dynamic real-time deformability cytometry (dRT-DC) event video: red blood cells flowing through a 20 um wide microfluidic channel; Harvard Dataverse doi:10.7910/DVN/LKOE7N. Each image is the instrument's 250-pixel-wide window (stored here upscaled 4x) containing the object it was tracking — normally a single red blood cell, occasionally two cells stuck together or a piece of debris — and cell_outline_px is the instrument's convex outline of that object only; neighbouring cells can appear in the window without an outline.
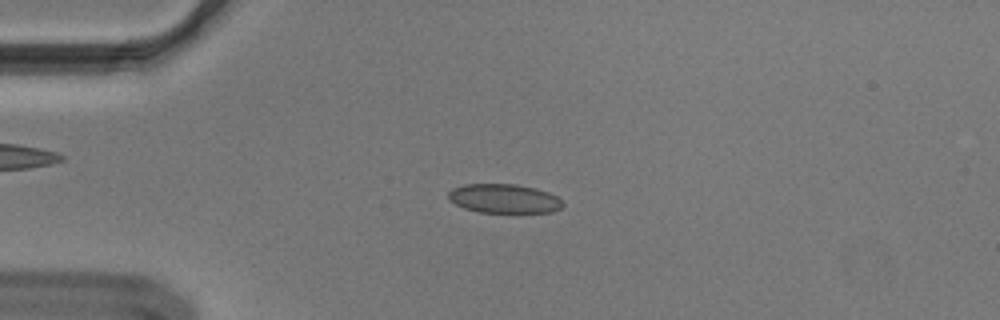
{"species": "Egyptian fruit bat (a non-hibernating species)", "species_latin": "Rousettus aegyptiacus", "temperature_condition": "cold", "stored_images_in_passage": 44, "camera_frame_rate_fps": 3000, "um_per_image_px": 0.085, "animal": {"sex": "male"}, "frame": {"image": 1, "passage_image": 10, "time_ms": 3.0, "image_size_px": [1000, 320], "cell_outline_px": [[564, 204], [560, 208], [552, 212], [480, 212], [464, 208], [448, 200], [448, 192], [452, 188], [464, 184], [516, 184], [536, 188], [548, 192], [556, 196]], "centroid_in_image_um": [42.82, 16.87], "position_along_channel_um": 42.2, "area_um2": 19.36}}
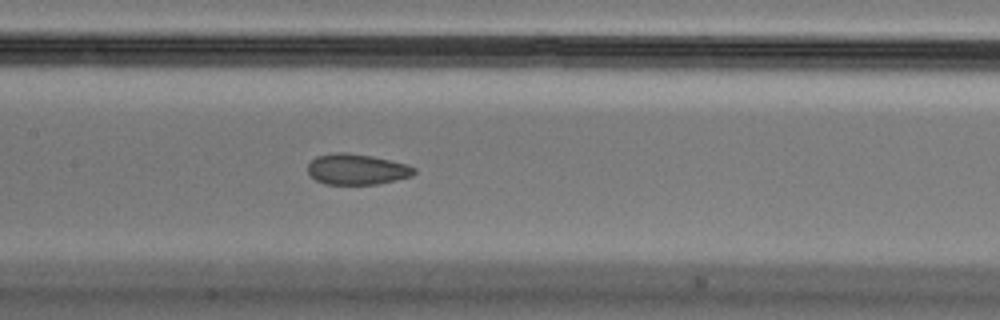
{"frame": {"image": 2, "passage_image": 23, "time_ms": 7.333, "image_size_px": [1000, 320], "cell_outline_px": [[416, 172], [412, 176], [396, 180], [376, 184], [324, 184], [316, 180], [308, 172], [308, 164], [316, 156], [336, 152], [344, 152], [372, 156], [408, 164], [416, 168]], "centroid_in_image_um": [30.35, 14.39], "position_along_channel_um": 177.1, "area_um2": 19.07}}
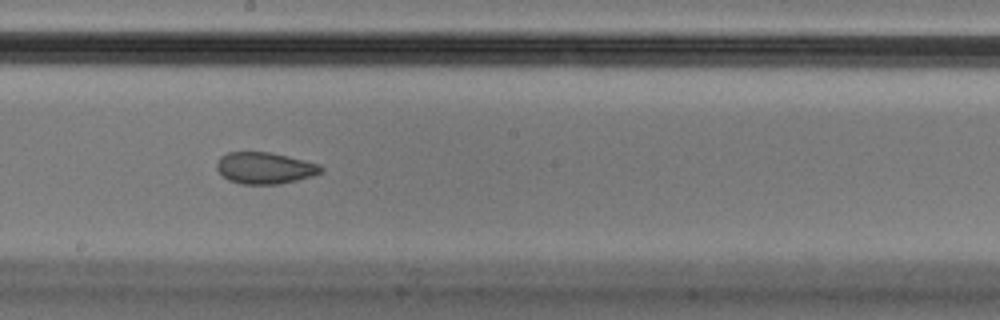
{"frame": {"image": 3, "passage_image": 27, "time_ms": 8.667, "image_size_px": [1000, 320], "cell_outline_px": [[324, 168], [320, 172], [312, 176], [280, 184], [240, 184], [228, 180], [216, 168], [216, 164], [220, 156], [228, 152], [272, 152], [320, 164]], "centroid_in_image_um": [22.5, 14.28], "position_along_channel_um": 225.7, "area_um2": 19.19}, "authors_computed_cell_mechanics": {"area_um2": 19.7676, "velocity_mm_per_s": 3.6586, "shape_relaxation_time_tau1_ms": null, "shape_relaxation_time_tau2_ms": 1.5124, "deformation_change_tau1": null, "deformation_change_tau2": 0.0569}}